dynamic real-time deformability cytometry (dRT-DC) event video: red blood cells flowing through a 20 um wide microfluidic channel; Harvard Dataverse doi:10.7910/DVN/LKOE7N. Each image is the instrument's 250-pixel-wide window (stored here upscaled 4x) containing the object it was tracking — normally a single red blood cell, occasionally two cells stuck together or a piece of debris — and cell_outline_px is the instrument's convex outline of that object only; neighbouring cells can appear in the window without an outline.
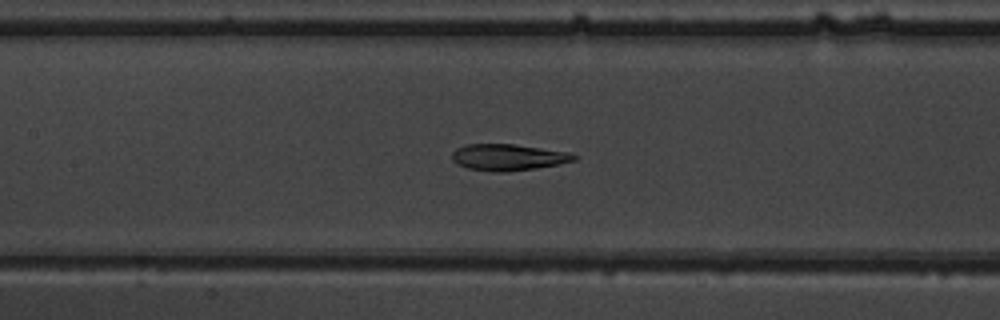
{"species": "common noctule bat (a hibernating species)", "species_latin": "Nyctalus noctula", "temperature_condition": "warm", "stored_images_in_passage": 52, "camera_frame_rate_fps": 3000, "um_per_image_px": 0.085, "animal": {"sex": "male", "body_mass_g": 19.5, "forearm_length_mm": 54.6}, "frame": {"image": 1, "passage_image": 25, "time_ms": 8.0, "image_size_px": [1000, 320], "cell_outline_px": [[576, 160], [536, 168], [508, 172], [492, 172], [468, 168], [456, 164], [452, 160], [452, 152], [456, 148], [464, 144], [512, 144], [572, 152], [576, 156]], "centroid_in_image_um": [43.16, 13.36], "position_along_channel_um": 164.2, "area_um2": 18.9}}
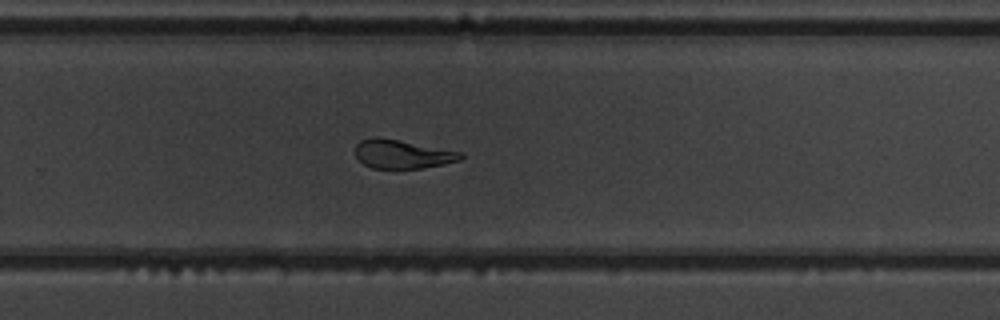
{"frame": {"image": 2, "passage_image": 35, "time_ms": 11.333, "image_size_px": [1000, 320], "cell_outline_px": [[464, 156], [460, 160], [444, 164], [424, 168], [372, 168], [364, 164], [356, 156], [356, 144], [360, 140], [372, 136], [376, 136], [464, 152]], "centroid_in_image_um": [34.21, 13.09], "position_along_channel_um": 295.6, "area_um2": 17.69}}
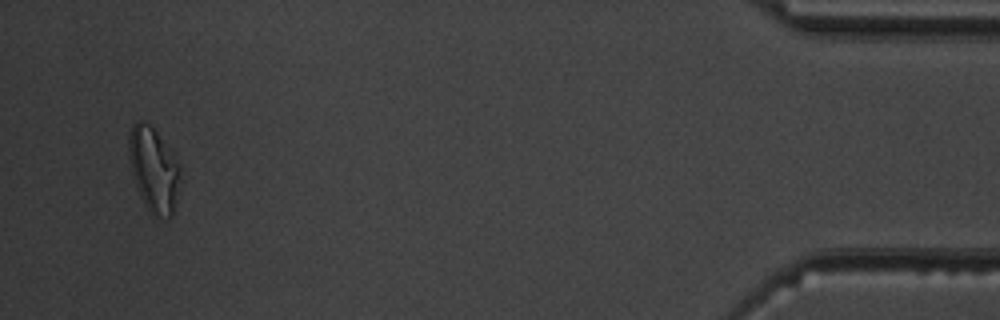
{"frame": {"image": 3, "passage_image": 50, "time_ms": 16.333, "image_size_px": [1000, 320], "cell_outline_px": [[180, 180], [176, 204], [172, 216], [152, 216], [144, 204], [140, 196], [132, 172], [128, 156], [128, 136], [132, 124], [140, 120], [148, 124], [156, 132], [180, 164]], "centroid_in_image_um": [13.06, 14.43], "position_along_channel_um": 422.1, "area_um2": 25.2}, "authors_computed_cell_mechanics": {"area_um2": 20.2878, "velocity_mm_per_s": 3.9521, "shape_relaxation_time_tau1_ms": 6.3058, "shape_relaxation_time_tau2_ms": 2.5383, "deformation_change_tau1": 0.1999, "deformation_change_tau2": 0.0932}}